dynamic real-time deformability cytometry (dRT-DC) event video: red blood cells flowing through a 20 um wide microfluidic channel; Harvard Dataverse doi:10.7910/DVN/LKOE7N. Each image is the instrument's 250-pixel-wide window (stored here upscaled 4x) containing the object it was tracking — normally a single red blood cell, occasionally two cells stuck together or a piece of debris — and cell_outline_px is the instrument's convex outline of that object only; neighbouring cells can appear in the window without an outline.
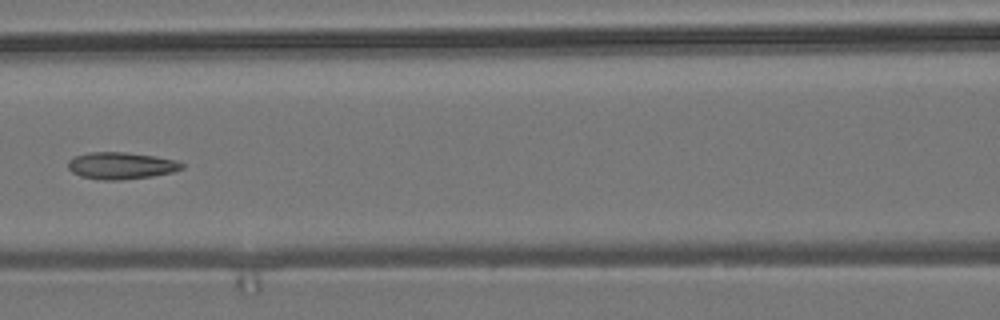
{"species": "common noctule bat (a hibernating species)", "species_latin": "Nyctalus noctula", "temperature_condition": "room temperature", "stored_images_in_passage": 9, "camera_frame_rate_fps": 3000, "um_per_image_px": 0.085, "animal": {"sex": "male", "body_mass_g": 19.2, "forearm_length_mm": 51.8}, "frame": {"image": 1, "passage_image": 7, "time_ms": 7.333, "image_size_px": [1000, 320], "cell_outline_px": [[184, 168], [172, 172], [152, 176], [120, 180], [104, 180], [80, 176], [72, 172], [68, 168], [68, 160], [72, 156], [88, 152], [124, 152], [156, 156], [176, 160], [184, 164]], "centroid_in_image_um": [10.27, 14.07], "position_along_channel_um": 156.3, "area_um2": 17.98}}
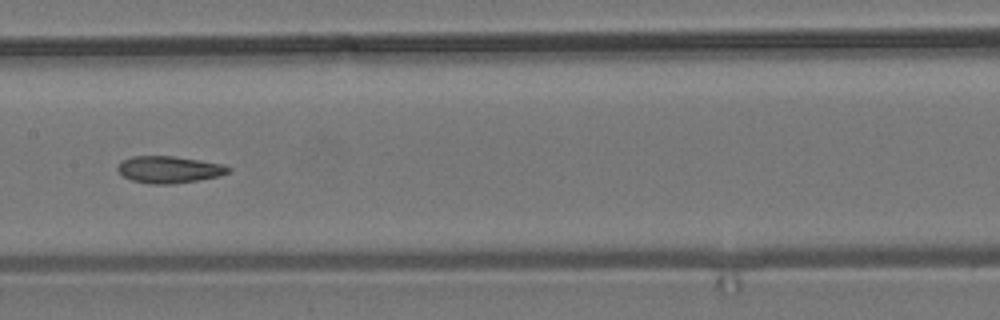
{"frame": {"image": 2, "passage_image": 8, "time_ms": 8.333, "image_size_px": [1000, 320], "cell_outline_px": [[232, 172], [220, 176], [200, 180], [172, 184], [148, 184], [132, 180], [124, 176], [116, 168], [120, 160], [132, 156], [172, 156], [200, 160], [224, 164], [232, 168]], "centroid_in_image_um": [14.41, 14.41], "position_along_channel_um": 193.0, "area_um2": 17.63}}
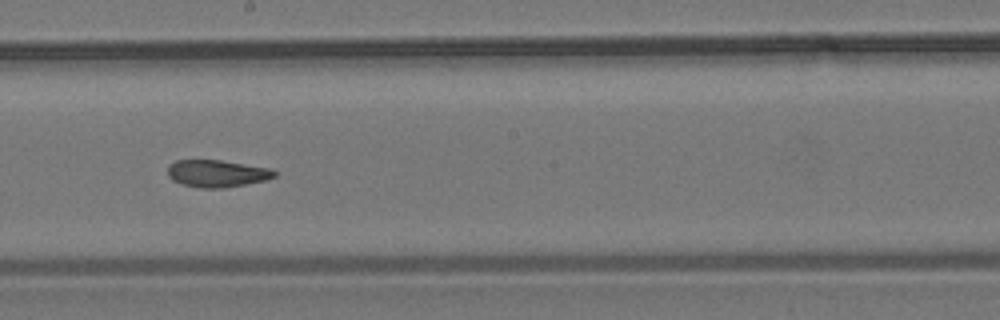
{"frame": {"image": 3, "passage_image": 9, "time_ms": 9.333, "image_size_px": [1000, 320], "cell_outline_px": [[276, 176], [264, 180], [224, 188], [200, 188], [180, 184], [172, 180], [168, 176], [168, 164], [176, 160], [220, 160], [272, 168], [276, 172]], "centroid_in_image_um": [18.41, 14.74], "position_along_channel_um": 229.8, "area_um2": 16.99}}